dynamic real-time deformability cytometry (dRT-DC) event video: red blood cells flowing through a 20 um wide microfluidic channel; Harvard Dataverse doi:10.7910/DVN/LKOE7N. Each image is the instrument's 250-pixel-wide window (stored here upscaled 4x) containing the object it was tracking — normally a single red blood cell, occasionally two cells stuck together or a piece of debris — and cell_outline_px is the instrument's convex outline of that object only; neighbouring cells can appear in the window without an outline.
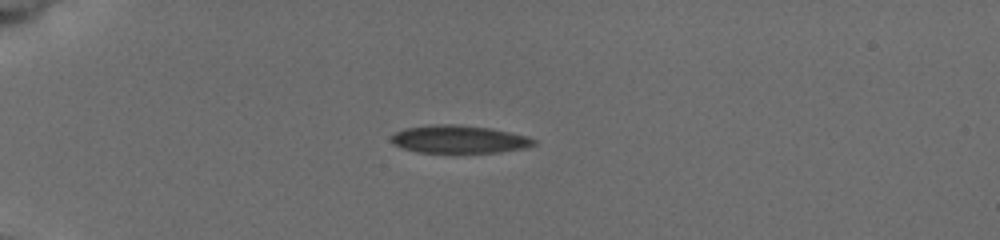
{"species": "common noctule bat (a hibernating species)", "species_latin": "Nyctalus noctula", "temperature_condition": "cold", "stored_images_in_passage": 6, "camera_frame_rate_fps": 3000, "um_per_image_px": 0.085, "animal": {"sex": "female", "body_mass_g": 19.5, "forearm_length_mm": 54.1}, "frame": {"image": 1, "passage_image": 1, "time_ms": 0.0, "image_size_px": [1000, 240], "cell_outline_px": [[536, 144], [524, 148], [500, 152], [420, 152], [404, 148], [392, 144], [392, 136], [396, 132], [404, 128], [436, 124], [456, 124], [492, 128], [528, 136], [536, 140]], "centroid_in_image_um": [39.05, 11.83], "position_along_channel_um": 45.9, "area_um2": 23.0}}
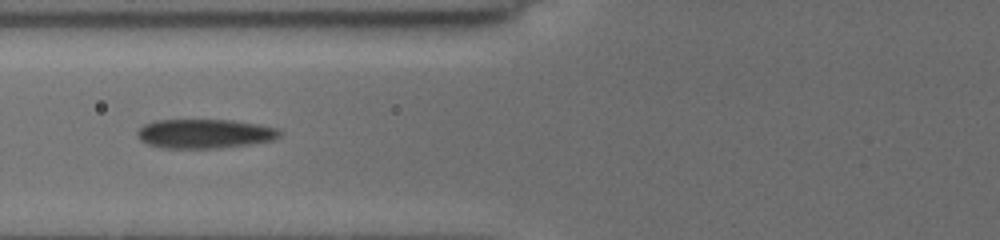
{"frame": {"image": 2, "passage_image": 4, "time_ms": 2.667, "image_size_px": [1000, 240], "cell_outline_px": [[280, 136], [272, 140], [248, 144], [220, 148], [160, 148], [148, 144], [140, 140], [136, 136], [136, 132], [144, 124], [156, 120], [232, 120], [256, 124], [276, 128], [280, 132]], "centroid_in_image_um": [17.33, 11.37], "position_along_channel_um": 108.5, "area_um2": 24.16}}
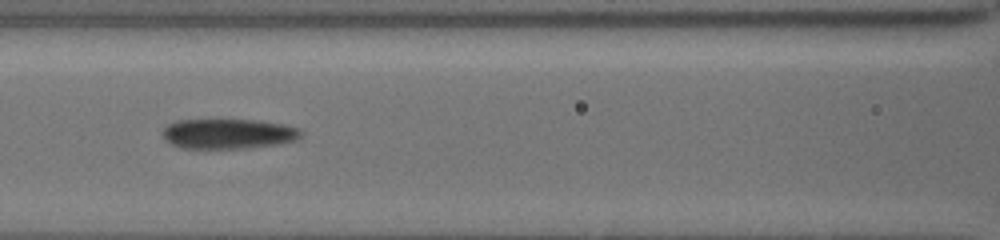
{"frame": {"image": 3, "passage_image": 5, "time_ms": 3.667, "image_size_px": [1000, 240], "cell_outline_px": [[304, 132], [296, 140], [280, 144], [244, 148], [180, 148], [172, 144], [164, 136], [164, 128], [168, 124], [176, 120], [256, 120], [280, 124], [296, 128]], "centroid_in_image_um": [19.41, 11.37], "position_along_channel_um": 147.2, "area_um2": 23.93}}